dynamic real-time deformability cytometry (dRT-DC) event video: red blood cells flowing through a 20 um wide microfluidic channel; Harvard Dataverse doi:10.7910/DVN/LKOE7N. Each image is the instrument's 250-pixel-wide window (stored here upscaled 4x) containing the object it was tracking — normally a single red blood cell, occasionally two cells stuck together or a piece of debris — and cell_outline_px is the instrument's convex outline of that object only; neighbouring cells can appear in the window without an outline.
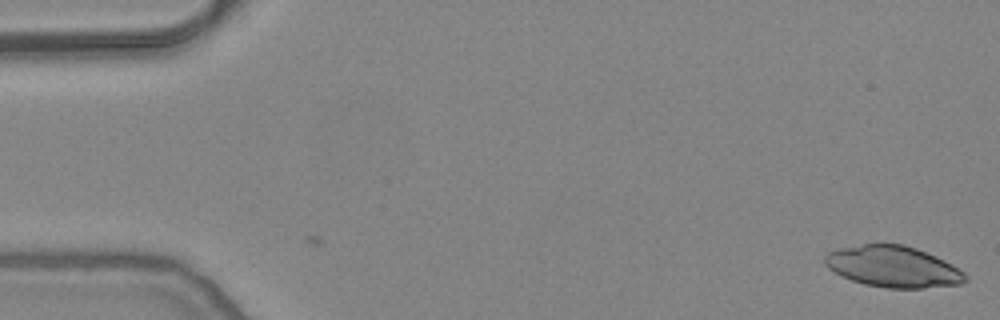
{"species": "common noctule bat (a hibernating species)", "species_latin": "Nyctalus noctula", "temperature_condition": "warm", "stored_images_in_passage": 4, "camera_frame_rate_fps": 3000, "um_per_image_px": 0.085, "animal": {"sex": "female", "body_mass_g": 24.6, "forearm_length_mm": 56.2}, "frame": {"image": 1, "passage_image": 4, "time_ms": 1.0, "image_size_px": [1000, 320], "cell_outline_px": [[968, 280], [960, 284], [924, 288], [888, 288], [864, 284], [852, 280], [828, 268], [824, 264], [824, 256], [828, 252], [840, 248], [864, 244], [904, 244], [916, 248], [936, 256], [944, 260], [964, 272], [968, 276]], "centroid_in_image_um": [75.93, 22.66], "position_along_channel_um": 9.1, "area_um2": 33.64}}